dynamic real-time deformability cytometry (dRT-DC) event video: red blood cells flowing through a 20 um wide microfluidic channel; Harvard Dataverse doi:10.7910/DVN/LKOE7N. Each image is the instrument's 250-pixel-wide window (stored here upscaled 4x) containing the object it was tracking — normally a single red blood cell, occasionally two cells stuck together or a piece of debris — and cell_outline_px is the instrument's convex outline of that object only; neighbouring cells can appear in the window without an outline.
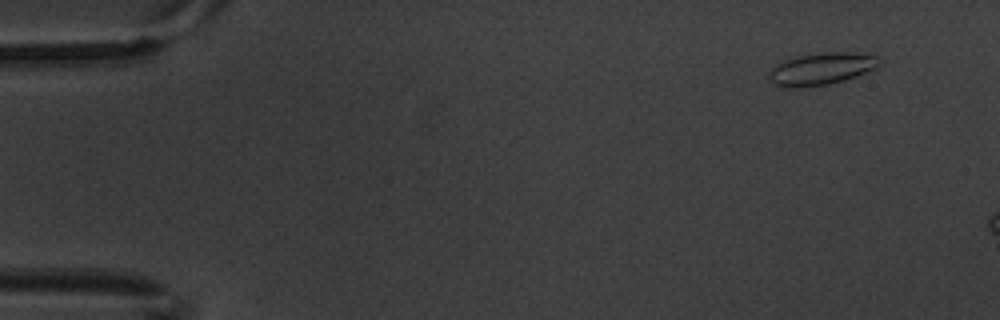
{"species": "common noctule bat (a hibernating species)", "species_latin": "Nyctalus noctula", "temperature_condition": "warm", "stored_images_in_passage": 5, "camera_frame_rate_fps": 3000, "um_per_image_px": 0.085, "animal": {"sex": "male", "body_mass_g": 20.1, "forearm_length_mm": 53.5}, "frame": {"image": 1, "passage_image": 2, "time_ms": 0.333, "image_size_px": [1000, 320], "cell_outline_px": [[880, 64], [876, 68], [856, 76], [844, 80], [828, 84], [792, 88], [788, 88], [776, 84], [768, 76], [768, 72], [776, 64], [784, 60], [796, 56], [828, 52], [860, 52], [880, 56]], "centroid_in_image_um": [69.86, 5.83], "position_along_channel_um": 15.1, "area_um2": 20.69}}